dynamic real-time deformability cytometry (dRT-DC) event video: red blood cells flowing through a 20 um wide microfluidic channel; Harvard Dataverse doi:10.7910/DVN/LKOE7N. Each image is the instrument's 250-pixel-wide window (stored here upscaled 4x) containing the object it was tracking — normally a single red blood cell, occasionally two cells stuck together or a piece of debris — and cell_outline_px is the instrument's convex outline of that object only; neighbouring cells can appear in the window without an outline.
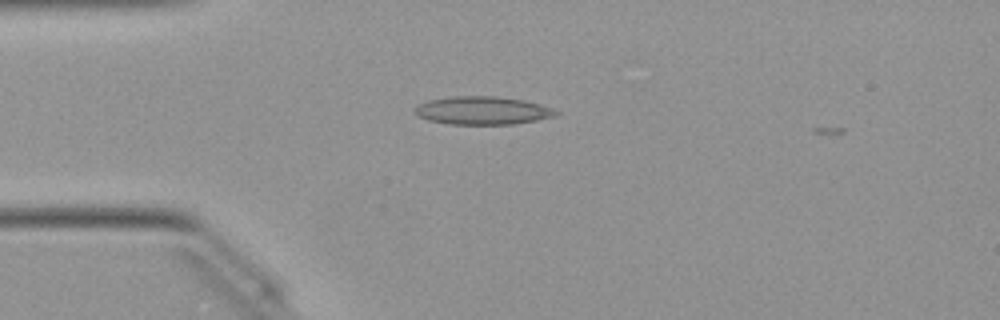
{"species": "Egyptian fruit bat (a non-hibernating species)", "species_latin": "Rousettus aegyptiacus", "temperature_condition": "warm", "stored_images_in_passage": 5, "camera_frame_rate_fps": 3000, "um_per_image_px": 0.085, "animal": {"sex": "female"}, "frame": {"image": 1, "passage_image": 3, "time_ms": 0.667, "image_size_px": [1000, 320], "cell_outline_px": [[560, 112], [556, 116], [536, 120], [512, 124], [448, 124], [428, 120], [416, 116], [416, 108], [420, 104], [428, 100], [452, 96], [496, 96], [524, 100], [540, 104], [552, 108]], "centroid_in_image_um": [41.03, 9.39], "position_along_channel_um": 44.0, "area_um2": 23.06}}